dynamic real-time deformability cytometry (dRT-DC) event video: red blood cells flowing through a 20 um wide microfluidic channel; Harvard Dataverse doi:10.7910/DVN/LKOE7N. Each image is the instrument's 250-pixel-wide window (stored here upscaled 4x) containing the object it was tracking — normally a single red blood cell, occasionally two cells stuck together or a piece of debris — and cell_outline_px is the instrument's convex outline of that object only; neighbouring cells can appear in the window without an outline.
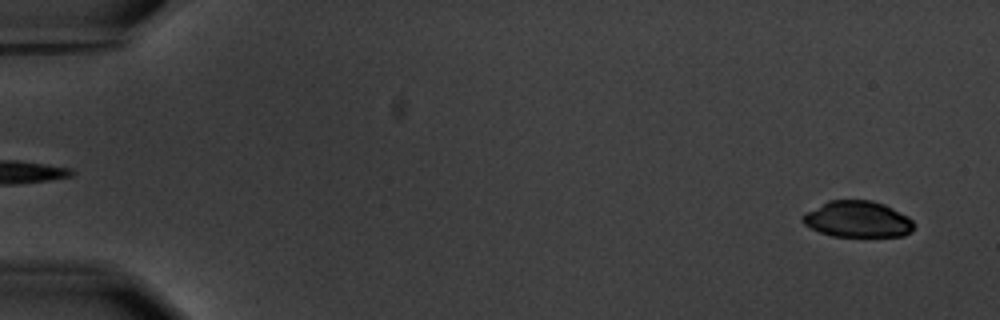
{"species": "common noctule bat (a hibernating species)", "species_latin": "Nyctalus noctula", "temperature_condition": "warm", "stored_images_in_passage": 7, "segment_of_instrument_passage": [2, 2], "camera_frame_rate_fps": 3000, "um_per_image_px": 0.085, "animal": {"sex": "male", "body_mass_g": 20.1, "forearm_length_mm": 53.5}, "frame": {"image": 1, "passage_image": 7, "time_ms": 7.0, "image_size_px": [1000, 320], "cell_outline_px": [[916, 224], [912, 232], [904, 236], [832, 236], [820, 232], [804, 224], [800, 220], [800, 216], [828, 200], [872, 200], [884, 204], [908, 216]], "centroid_in_image_um": [72.91, 18.63], "position_along_channel_um": 12.1, "area_um2": 23.64}}